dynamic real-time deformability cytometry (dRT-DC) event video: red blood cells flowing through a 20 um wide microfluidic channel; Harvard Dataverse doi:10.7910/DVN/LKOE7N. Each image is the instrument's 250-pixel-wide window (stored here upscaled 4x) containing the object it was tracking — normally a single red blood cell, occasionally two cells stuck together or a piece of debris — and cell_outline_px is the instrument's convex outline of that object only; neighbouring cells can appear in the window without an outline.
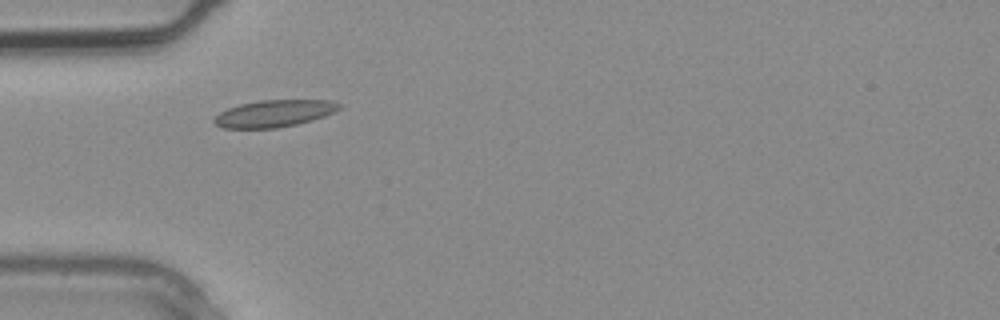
{"species": "common noctule bat (a hibernating species)", "species_latin": "Nyctalus noctula", "temperature_condition": "warm", "stored_images_in_passage": 2, "camera_frame_rate_fps": 3000, "um_per_image_px": 0.085, "animal": {"sex": "male", "body_mass_g": 20.4}, "frame": {"image": 1, "passage_image": 2, "time_ms": 0.333, "image_size_px": [1000, 320], "cell_outline_px": [[344, 104], [340, 108], [324, 116], [312, 120], [296, 124], [276, 128], [224, 128], [216, 124], [212, 120], [220, 112], [228, 108], [240, 104], [260, 100], [332, 100]], "centroid_in_image_um": [23.33, 9.63], "position_along_channel_um": 61.7, "area_um2": 19.59}}